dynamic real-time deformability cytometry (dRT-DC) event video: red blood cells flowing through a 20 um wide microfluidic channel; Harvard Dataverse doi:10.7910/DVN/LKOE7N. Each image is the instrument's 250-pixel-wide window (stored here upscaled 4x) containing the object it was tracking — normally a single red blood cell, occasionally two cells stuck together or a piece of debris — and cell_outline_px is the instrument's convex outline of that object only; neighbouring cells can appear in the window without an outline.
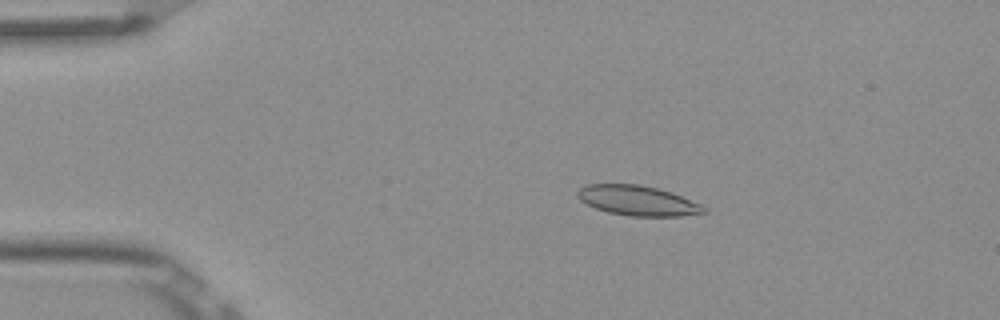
{"species": "Egyptian fruit bat (a non-hibernating species)", "species_latin": "Rousettus aegyptiacus", "temperature_condition": "room temperature", "stored_images_in_passage": 52, "camera_frame_rate_fps": 3000, "um_per_image_px": 0.085, "frame": {"image": 1, "passage_image": 10, "time_ms": 3.0, "image_size_px": [1000, 320], "cell_outline_px": [[708, 212], [680, 216], [628, 216], [608, 212], [596, 208], [580, 200], [576, 196], [576, 192], [584, 184], [640, 184], [672, 192], [700, 204], [708, 208]], "centroid_in_image_um": [54.2, 17.05], "position_along_channel_um": 30.8, "area_um2": 22.14}}
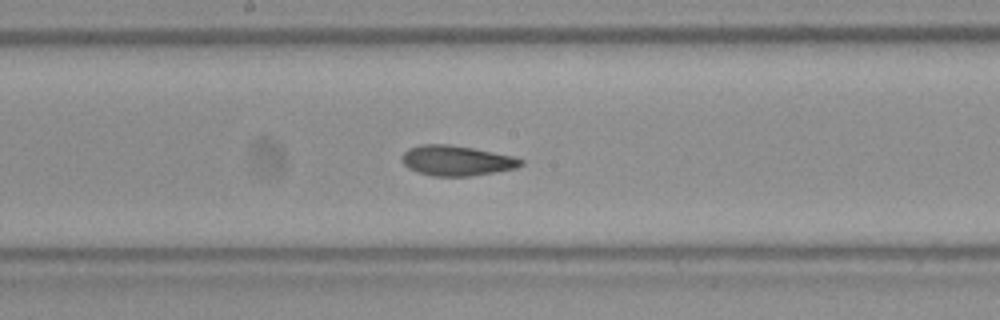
{"frame": {"image": 2, "passage_image": 28, "time_ms": 9.0, "image_size_px": [1000, 320], "cell_outline_px": [[524, 164], [516, 168], [472, 176], [432, 176], [408, 168], [400, 160], [400, 156], [408, 148], [420, 144], [448, 144], [472, 148], [516, 156], [524, 160]], "centroid_in_image_um": [38.81, 13.64], "position_along_channel_um": 209.4, "area_um2": 21.1}}
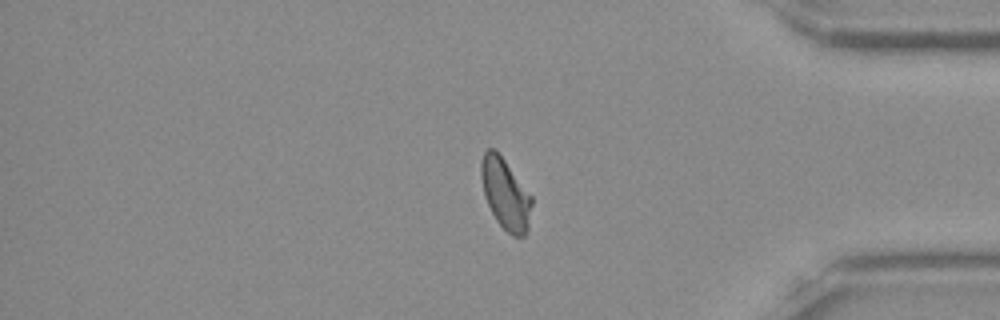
{"frame": {"image": 3, "passage_image": 44, "time_ms": 14.333, "image_size_px": [1000, 320], "cell_outline_px": [[532, 204], [528, 228], [524, 236], [512, 236], [496, 220], [484, 196], [480, 176], [480, 164], [484, 152], [488, 148], [496, 148], [532, 196]], "centroid_in_image_um": [42.95, 16.45], "position_along_channel_um": 392.3, "area_um2": 20.98}, "authors_computed_cell_mechanics": {"area_um2": 21.3282, "velocity_mm_per_s": 3.8616, "shape_relaxation_time_tau1_ms": 11.0379, "shape_relaxation_time_tau2_ms": 1.9125, "deformation_change_tau1": 0.2041, "deformation_change_tau2": 0.0726}}